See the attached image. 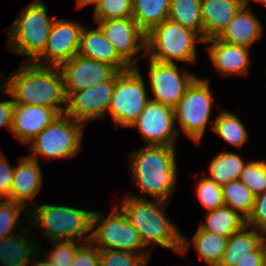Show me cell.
<instances>
[{"mask_svg": "<svg viewBox=\"0 0 266 266\" xmlns=\"http://www.w3.org/2000/svg\"><path fill=\"white\" fill-rule=\"evenodd\" d=\"M6 81L4 86H0V91L13 97L15 104L39 105L52 108L59 115L65 113L66 109L58 106L67 102L59 67L26 61Z\"/></svg>", "mask_w": 266, "mask_h": 266, "instance_id": "cell-1", "label": "cell"}, {"mask_svg": "<svg viewBox=\"0 0 266 266\" xmlns=\"http://www.w3.org/2000/svg\"><path fill=\"white\" fill-rule=\"evenodd\" d=\"M129 157L135 185L155 200L167 202L177 178L175 146L148 145Z\"/></svg>", "mask_w": 266, "mask_h": 266, "instance_id": "cell-2", "label": "cell"}, {"mask_svg": "<svg viewBox=\"0 0 266 266\" xmlns=\"http://www.w3.org/2000/svg\"><path fill=\"white\" fill-rule=\"evenodd\" d=\"M164 203L166 205L163 201L151 202L142 197L126 196L121 210L139 232L145 247L157 243L183 253L188 249V240L166 218Z\"/></svg>", "mask_w": 266, "mask_h": 266, "instance_id": "cell-3", "label": "cell"}, {"mask_svg": "<svg viewBox=\"0 0 266 266\" xmlns=\"http://www.w3.org/2000/svg\"><path fill=\"white\" fill-rule=\"evenodd\" d=\"M14 21L8 34V46L33 62L45 49L54 19L47 16L46 6L35 0ZM30 60V61H29Z\"/></svg>", "mask_w": 266, "mask_h": 266, "instance_id": "cell-4", "label": "cell"}, {"mask_svg": "<svg viewBox=\"0 0 266 266\" xmlns=\"http://www.w3.org/2000/svg\"><path fill=\"white\" fill-rule=\"evenodd\" d=\"M197 37L203 42L193 30L167 19L146 34L145 54H151L149 58L158 62L173 64V60H178L195 64Z\"/></svg>", "mask_w": 266, "mask_h": 266, "instance_id": "cell-5", "label": "cell"}, {"mask_svg": "<svg viewBox=\"0 0 266 266\" xmlns=\"http://www.w3.org/2000/svg\"><path fill=\"white\" fill-rule=\"evenodd\" d=\"M30 210L31 217L36 223V227L41 226L43 234L52 239L51 241L74 242L75 238L81 239L88 234L86 241L91 239V211L77 209L67 206L57 205H34Z\"/></svg>", "mask_w": 266, "mask_h": 266, "instance_id": "cell-6", "label": "cell"}, {"mask_svg": "<svg viewBox=\"0 0 266 266\" xmlns=\"http://www.w3.org/2000/svg\"><path fill=\"white\" fill-rule=\"evenodd\" d=\"M83 123L60 114L30 142L33 154L30 158L38 160L36 154L50 158H70L81 149Z\"/></svg>", "mask_w": 266, "mask_h": 266, "instance_id": "cell-7", "label": "cell"}, {"mask_svg": "<svg viewBox=\"0 0 266 266\" xmlns=\"http://www.w3.org/2000/svg\"><path fill=\"white\" fill-rule=\"evenodd\" d=\"M90 241L94 245L98 244L96 247L100 250L113 249L134 254H145L144 249L137 252L145 246L139 232L118 207L114 208L108 217H103L98 212L92 213Z\"/></svg>", "mask_w": 266, "mask_h": 266, "instance_id": "cell-8", "label": "cell"}, {"mask_svg": "<svg viewBox=\"0 0 266 266\" xmlns=\"http://www.w3.org/2000/svg\"><path fill=\"white\" fill-rule=\"evenodd\" d=\"M137 67L117 72L108 109L116 126L129 127L142 113L150 99Z\"/></svg>", "mask_w": 266, "mask_h": 266, "instance_id": "cell-9", "label": "cell"}, {"mask_svg": "<svg viewBox=\"0 0 266 266\" xmlns=\"http://www.w3.org/2000/svg\"><path fill=\"white\" fill-rule=\"evenodd\" d=\"M208 82L197 77L174 108L175 120L179 121L182 131L197 143L203 137L211 114L213 94Z\"/></svg>", "mask_w": 266, "mask_h": 266, "instance_id": "cell-10", "label": "cell"}, {"mask_svg": "<svg viewBox=\"0 0 266 266\" xmlns=\"http://www.w3.org/2000/svg\"><path fill=\"white\" fill-rule=\"evenodd\" d=\"M174 109L160 102L149 100L140 116L129 126L138 127L147 145L175 146Z\"/></svg>", "mask_w": 266, "mask_h": 266, "instance_id": "cell-11", "label": "cell"}, {"mask_svg": "<svg viewBox=\"0 0 266 266\" xmlns=\"http://www.w3.org/2000/svg\"><path fill=\"white\" fill-rule=\"evenodd\" d=\"M149 77L154 101L172 107L177 106L187 88L197 78L186 71H178L176 63H163L149 59Z\"/></svg>", "mask_w": 266, "mask_h": 266, "instance_id": "cell-12", "label": "cell"}, {"mask_svg": "<svg viewBox=\"0 0 266 266\" xmlns=\"http://www.w3.org/2000/svg\"><path fill=\"white\" fill-rule=\"evenodd\" d=\"M82 28L83 25L72 20L54 19L45 49L33 62L47 65V61L48 66L59 67L78 55Z\"/></svg>", "mask_w": 266, "mask_h": 266, "instance_id": "cell-13", "label": "cell"}, {"mask_svg": "<svg viewBox=\"0 0 266 266\" xmlns=\"http://www.w3.org/2000/svg\"><path fill=\"white\" fill-rule=\"evenodd\" d=\"M59 68L63 76L67 97L73 92L109 81L118 72L109 64L81 55H75L69 61L61 64Z\"/></svg>", "mask_w": 266, "mask_h": 266, "instance_id": "cell-14", "label": "cell"}, {"mask_svg": "<svg viewBox=\"0 0 266 266\" xmlns=\"http://www.w3.org/2000/svg\"><path fill=\"white\" fill-rule=\"evenodd\" d=\"M114 86L115 75L109 81L71 93L65 114L81 123L103 117L108 112Z\"/></svg>", "mask_w": 266, "mask_h": 266, "instance_id": "cell-15", "label": "cell"}, {"mask_svg": "<svg viewBox=\"0 0 266 266\" xmlns=\"http://www.w3.org/2000/svg\"><path fill=\"white\" fill-rule=\"evenodd\" d=\"M107 40L113 45L118 55L130 66H136L139 59L133 57L142 49L146 50V34L138 27L132 17L96 21ZM142 40L139 45L137 42ZM134 65V66H133Z\"/></svg>", "mask_w": 266, "mask_h": 266, "instance_id": "cell-16", "label": "cell"}, {"mask_svg": "<svg viewBox=\"0 0 266 266\" xmlns=\"http://www.w3.org/2000/svg\"><path fill=\"white\" fill-rule=\"evenodd\" d=\"M59 114L52 108L39 105H14L11 132L27 143L35 138Z\"/></svg>", "mask_w": 266, "mask_h": 266, "instance_id": "cell-17", "label": "cell"}, {"mask_svg": "<svg viewBox=\"0 0 266 266\" xmlns=\"http://www.w3.org/2000/svg\"><path fill=\"white\" fill-rule=\"evenodd\" d=\"M246 0H201L204 41L218 38Z\"/></svg>", "mask_w": 266, "mask_h": 266, "instance_id": "cell-18", "label": "cell"}, {"mask_svg": "<svg viewBox=\"0 0 266 266\" xmlns=\"http://www.w3.org/2000/svg\"><path fill=\"white\" fill-rule=\"evenodd\" d=\"M78 55L109 64L118 72H123L131 68L118 55L99 26L95 30H87L83 26Z\"/></svg>", "mask_w": 266, "mask_h": 266, "instance_id": "cell-19", "label": "cell"}, {"mask_svg": "<svg viewBox=\"0 0 266 266\" xmlns=\"http://www.w3.org/2000/svg\"><path fill=\"white\" fill-rule=\"evenodd\" d=\"M39 160L26 156L15 167L10 195L6 200L18 202L26 206L28 200L33 199L42 187V171Z\"/></svg>", "mask_w": 266, "mask_h": 266, "instance_id": "cell-20", "label": "cell"}, {"mask_svg": "<svg viewBox=\"0 0 266 266\" xmlns=\"http://www.w3.org/2000/svg\"><path fill=\"white\" fill-rule=\"evenodd\" d=\"M206 43H213L208 48L210 59L215 68L226 74H246L249 67V48L225 43L213 38Z\"/></svg>", "mask_w": 266, "mask_h": 266, "instance_id": "cell-21", "label": "cell"}, {"mask_svg": "<svg viewBox=\"0 0 266 266\" xmlns=\"http://www.w3.org/2000/svg\"><path fill=\"white\" fill-rule=\"evenodd\" d=\"M246 7L247 4L239 10L234 19L218 37L219 40L228 44L249 48L260 38L262 24Z\"/></svg>", "mask_w": 266, "mask_h": 266, "instance_id": "cell-22", "label": "cell"}, {"mask_svg": "<svg viewBox=\"0 0 266 266\" xmlns=\"http://www.w3.org/2000/svg\"><path fill=\"white\" fill-rule=\"evenodd\" d=\"M258 233L256 229L248 231V226H245L230 236L219 266H236L247 253L257 251L266 242V236Z\"/></svg>", "mask_w": 266, "mask_h": 266, "instance_id": "cell-23", "label": "cell"}, {"mask_svg": "<svg viewBox=\"0 0 266 266\" xmlns=\"http://www.w3.org/2000/svg\"><path fill=\"white\" fill-rule=\"evenodd\" d=\"M171 0H132V18L147 34L168 19Z\"/></svg>", "mask_w": 266, "mask_h": 266, "instance_id": "cell-24", "label": "cell"}, {"mask_svg": "<svg viewBox=\"0 0 266 266\" xmlns=\"http://www.w3.org/2000/svg\"><path fill=\"white\" fill-rule=\"evenodd\" d=\"M206 219V223L202 222L199 227L203 231L214 233L225 238H229L246 226V220L225 205L208 211L206 213Z\"/></svg>", "mask_w": 266, "mask_h": 266, "instance_id": "cell-25", "label": "cell"}, {"mask_svg": "<svg viewBox=\"0 0 266 266\" xmlns=\"http://www.w3.org/2000/svg\"><path fill=\"white\" fill-rule=\"evenodd\" d=\"M22 237V234H13L0 239L1 266H28L34 258L39 257V255H36V250L32 248L34 245L25 240L27 236Z\"/></svg>", "mask_w": 266, "mask_h": 266, "instance_id": "cell-26", "label": "cell"}, {"mask_svg": "<svg viewBox=\"0 0 266 266\" xmlns=\"http://www.w3.org/2000/svg\"><path fill=\"white\" fill-rule=\"evenodd\" d=\"M168 19L193 30L204 42L201 0H171Z\"/></svg>", "mask_w": 266, "mask_h": 266, "instance_id": "cell-27", "label": "cell"}, {"mask_svg": "<svg viewBox=\"0 0 266 266\" xmlns=\"http://www.w3.org/2000/svg\"><path fill=\"white\" fill-rule=\"evenodd\" d=\"M245 165L246 163L239 155L224 151L213 158L209 166L210 175L206 177L217 185L223 186L230 181L239 179Z\"/></svg>", "mask_w": 266, "mask_h": 266, "instance_id": "cell-28", "label": "cell"}, {"mask_svg": "<svg viewBox=\"0 0 266 266\" xmlns=\"http://www.w3.org/2000/svg\"><path fill=\"white\" fill-rule=\"evenodd\" d=\"M224 205L242 216L246 221L250 217L255 195L239 179L230 181L222 186Z\"/></svg>", "mask_w": 266, "mask_h": 266, "instance_id": "cell-29", "label": "cell"}, {"mask_svg": "<svg viewBox=\"0 0 266 266\" xmlns=\"http://www.w3.org/2000/svg\"><path fill=\"white\" fill-rule=\"evenodd\" d=\"M228 238L203 231L200 227L193 237L197 253L209 266H219L227 246Z\"/></svg>", "mask_w": 266, "mask_h": 266, "instance_id": "cell-30", "label": "cell"}, {"mask_svg": "<svg viewBox=\"0 0 266 266\" xmlns=\"http://www.w3.org/2000/svg\"><path fill=\"white\" fill-rule=\"evenodd\" d=\"M211 130L224 141L236 147H242L248 140V133L244 124L236 115L227 111H223L217 116Z\"/></svg>", "mask_w": 266, "mask_h": 266, "instance_id": "cell-31", "label": "cell"}, {"mask_svg": "<svg viewBox=\"0 0 266 266\" xmlns=\"http://www.w3.org/2000/svg\"><path fill=\"white\" fill-rule=\"evenodd\" d=\"M132 17V0H99L95 3V21Z\"/></svg>", "mask_w": 266, "mask_h": 266, "instance_id": "cell-32", "label": "cell"}, {"mask_svg": "<svg viewBox=\"0 0 266 266\" xmlns=\"http://www.w3.org/2000/svg\"><path fill=\"white\" fill-rule=\"evenodd\" d=\"M239 180L255 195L266 189V162L251 161L246 163Z\"/></svg>", "mask_w": 266, "mask_h": 266, "instance_id": "cell-33", "label": "cell"}, {"mask_svg": "<svg viewBox=\"0 0 266 266\" xmlns=\"http://www.w3.org/2000/svg\"><path fill=\"white\" fill-rule=\"evenodd\" d=\"M148 254H134L120 250H100V266H147Z\"/></svg>", "mask_w": 266, "mask_h": 266, "instance_id": "cell-34", "label": "cell"}, {"mask_svg": "<svg viewBox=\"0 0 266 266\" xmlns=\"http://www.w3.org/2000/svg\"><path fill=\"white\" fill-rule=\"evenodd\" d=\"M196 190L198 199L208 211L224 206L222 186L217 185L208 177H202L199 180Z\"/></svg>", "mask_w": 266, "mask_h": 266, "instance_id": "cell-35", "label": "cell"}, {"mask_svg": "<svg viewBox=\"0 0 266 266\" xmlns=\"http://www.w3.org/2000/svg\"><path fill=\"white\" fill-rule=\"evenodd\" d=\"M24 208L18 202L0 199V239L15 234L14 226L19 223L18 217Z\"/></svg>", "mask_w": 266, "mask_h": 266, "instance_id": "cell-36", "label": "cell"}, {"mask_svg": "<svg viewBox=\"0 0 266 266\" xmlns=\"http://www.w3.org/2000/svg\"><path fill=\"white\" fill-rule=\"evenodd\" d=\"M54 249L47 253L46 255H41L46 257L47 261L51 266H71L77 250L84 244L76 245V242L67 241H53Z\"/></svg>", "mask_w": 266, "mask_h": 266, "instance_id": "cell-37", "label": "cell"}, {"mask_svg": "<svg viewBox=\"0 0 266 266\" xmlns=\"http://www.w3.org/2000/svg\"><path fill=\"white\" fill-rule=\"evenodd\" d=\"M260 230L262 235H266V189L255 196L252 213L246 221V226Z\"/></svg>", "mask_w": 266, "mask_h": 266, "instance_id": "cell-38", "label": "cell"}, {"mask_svg": "<svg viewBox=\"0 0 266 266\" xmlns=\"http://www.w3.org/2000/svg\"><path fill=\"white\" fill-rule=\"evenodd\" d=\"M85 244L77 250L71 266H100V249L91 241Z\"/></svg>", "mask_w": 266, "mask_h": 266, "instance_id": "cell-39", "label": "cell"}, {"mask_svg": "<svg viewBox=\"0 0 266 266\" xmlns=\"http://www.w3.org/2000/svg\"><path fill=\"white\" fill-rule=\"evenodd\" d=\"M15 166L11 167L7 158L0 155V199H7L14 176Z\"/></svg>", "mask_w": 266, "mask_h": 266, "instance_id": "cell-40", "label": "cell"}, {"mask_svg": "<svg viewBox=\"0 0 266 266\" xmlns=\"http://www.w3.org/2000/svg\"><path fill=\"white\" fill-rule=\"evenodd\" d=\"M236 266H266V243L257 251L247 253Z\"/></svg>", "mask_w": 266, "mask_h": 266, "instance_id": "cell-41", "label": "cell"}, {"mask_svg": "<svg viewBox=\"0 0 266 266\" xmlns=\"http://www.w3.org/2000/svg\"><path fill=\"white\" fill-rule=\"evenodd\" d=\"M14 105L13 100L0 102V127L7 126L11 130Z\"/></svg>", "mask_w": 266, "mask_h": 266, "instance_id": "cell-42", "label": "cell"}, {"mask_svg": "<svg viewBox=\"0 0 266 266\" xmlns=\"http://www.w3.org/2000/svg\"><path fill=\"white\" fill-rule=\"evenodd\" d=\"M99 0H77V5L78 7H82L88 4H95L96 2H98Z\"/></svg>", "mask_w": 266, "mask_h": 266, "instance_id": "cell-43", "label": "cell"}, {"mask_svg": "<svg viewBox=\"0 0 266 266\" xmlns=\"http://www.w3.org/2000/svg\"><path fill=\"white\" fill-rule=\"evenodd\" d=\"M33 266H51V264L47 260H40V261L34 260Z\"/></svg>", "mask_w": 266, "mask_h": 266, "instance_id": "cell-44", "label": "cell"}, {"mask_svg": "<svg viewBox=\"0 0 266 266\" xmlns=\"http://www.w3.org/2000/svg\"><path fill=\"white\" fill-rule=\"evenodd\" d=\"M254 1H256V2H261V3H266V0H254ZM248 2H249V0H246V4H248Z\"/></svg>", "mask_w": 266, "mask_h": 266, "instance_id": "cell-45", "label": "cell"}]
</instances>
